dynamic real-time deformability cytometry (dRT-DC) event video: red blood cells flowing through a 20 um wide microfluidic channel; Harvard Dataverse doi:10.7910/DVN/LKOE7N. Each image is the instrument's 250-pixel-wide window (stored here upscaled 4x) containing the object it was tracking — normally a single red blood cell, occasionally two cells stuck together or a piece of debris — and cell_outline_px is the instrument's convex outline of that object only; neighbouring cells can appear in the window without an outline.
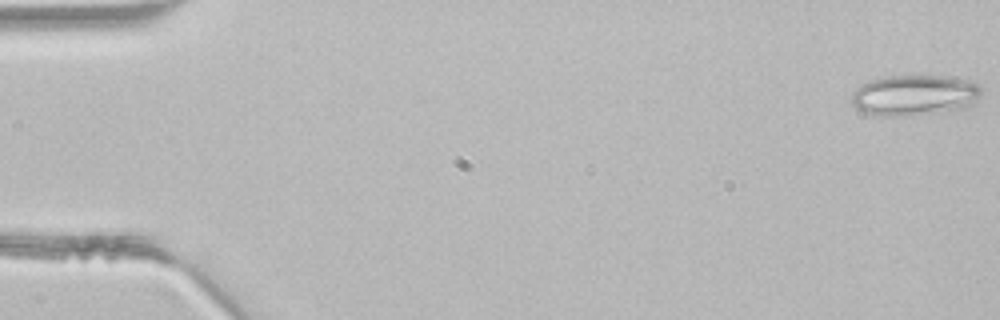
{"species": "common noctule bat (a hibernating species)", "species_latin": "Nyctalus noctula", "temperature_condition": "room temperature", "stored_images_in_passage": 45, "camera_frame_rate_fps": 3000, "um_per_image_px": 0.085, "animal": {"sex": "male", "body_mass_g": 21.5, "forearm_length_mm": 52.0}, "frame": {"image": 1, "passage_image": 1, "time_ms": 0.0, "image_size_px": [1000, 320], "cell_outline_px": [[980, 96], [972, 104], [964, 108], [912, 116], [888, 116], [864, 112], [856, 108], [852, 104], [852, 92], [856, 88], [868, 80], [888, 76], [956, 76], [976, 84], [980, 88]], "centroid_in_image_um": [77.71, 8.09], "position_along_channel_um": 7.3, "area_um2": 30.75}}
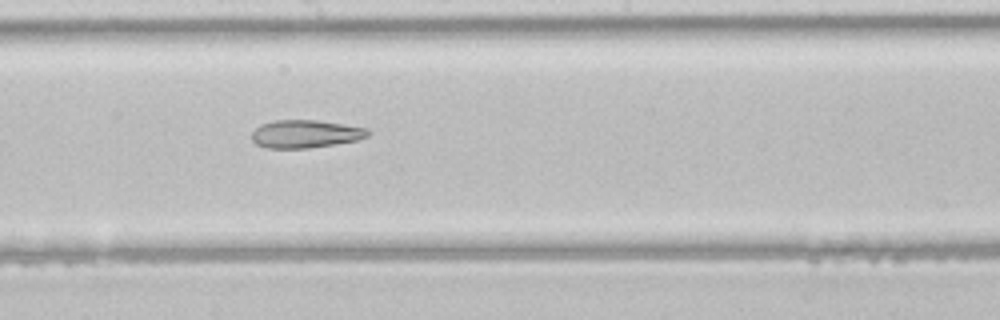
{"frame": {"image": 2, "passage_image": 25, "time_ms": 8.0, "image_size_px": [1000, 320], "cell_outline_px": [[368, 136], [356, 140], [336, 144], [308, 148], [268, 148], [256, 144], [252, 140], [252, 132], [260, 124], [276, 120], [316, 120], [368, 128]], "centroid_in_image_um": [25.94, 11.38], "position_along_channel_um": 222.3, "area_um2": 18.79}}
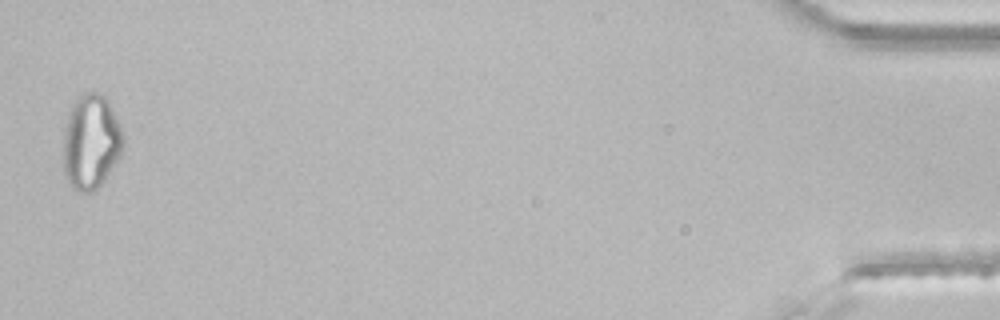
{"frame": {"image": 3, "passage_image": 45, "time_ms": 14.667, "image_size_px": [1000, 320], "cell_outline_px": [[124, 148], [120, 156], [96, 192], [80, 192], [72, 188], [64, 172], [64, 132], [68, 116], [76, 100], [84, 92], [100, 92], [104, 96], [124, 136]], "centroid_in_image_um": [7.74, 12.11], "position_along_channel_um": 427.5, "area_um2": 32.66}}